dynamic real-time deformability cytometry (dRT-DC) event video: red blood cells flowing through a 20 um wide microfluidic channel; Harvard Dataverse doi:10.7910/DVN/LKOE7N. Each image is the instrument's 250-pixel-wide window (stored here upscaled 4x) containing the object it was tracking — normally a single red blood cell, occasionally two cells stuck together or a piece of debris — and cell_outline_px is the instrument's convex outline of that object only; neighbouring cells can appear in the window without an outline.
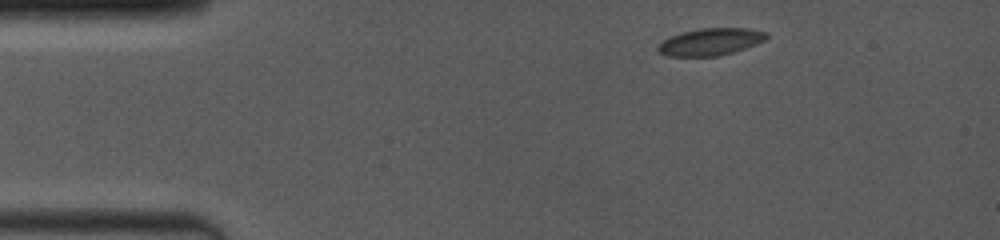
{"species": "common noctule bat (a hibernating species)", "species_latin": "Nyctalus noctula", "temperature_condition": "room temperature", "stored_images_in_passage": 3, "camera_frame_rate_fps": 4000, "um_per_image_px": 0.085, "animal": {"sex": "female", "body_mass_g": 19.0, "forearm_length_mm": 53.3}, "frame": {"image": 1, "passage_image": 1, "time_ms": 0.0, "image_size_px": [1000, 240], "cell_outline_px": [[768, 36], [764, 40], [756, 44], [720, 56], [668, 56], [660, 52], [656, 48], [664, 40], [672, 36], [684, 32], [700, 28], [744, 28], [764, 32]], "centroid_in_image_um": [60.38, 3.56], "position_along_channel_um": 24.6, "area_um2": 16.76}}
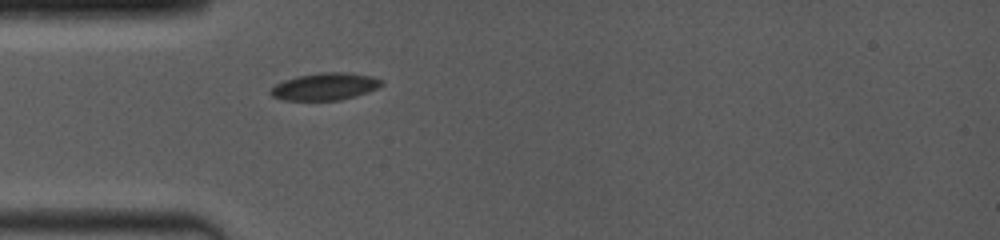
{"frame": {"image": 2, "passage_image": 3, "time_ms": 2.5, "image_size_px": [1000, 240], "cell_outline_px": [[384, 84], [380, 88], [356, 96], [340, 100], [284, 100], [272, 96], [268, 92], [276, 84], [284, 80], [296, 76], [320, 72], [344, 72], [372, 76], [380, 80]], "centroid_in_image_um": [27.63, 7.35], "position_along_channel_um": 57.4, "area_um2": 17.69}}